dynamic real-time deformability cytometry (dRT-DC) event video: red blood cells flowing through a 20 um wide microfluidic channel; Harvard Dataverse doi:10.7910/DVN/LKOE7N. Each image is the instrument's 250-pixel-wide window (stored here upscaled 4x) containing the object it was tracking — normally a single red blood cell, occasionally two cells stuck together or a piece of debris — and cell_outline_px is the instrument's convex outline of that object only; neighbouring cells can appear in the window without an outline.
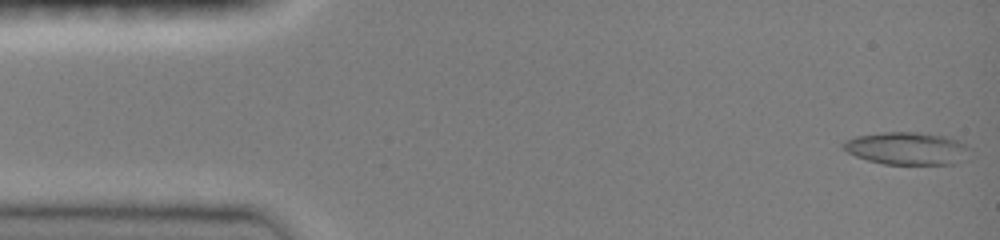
{"species": "common noctule bat (a hibernating species)", "species_latin": "Nyctalus noctula", "temperature_condition": "room temperature", "stored_images_in_passage": 26, "camera_frame_rate_fps": 3000, "um_per_image_px": 0.085, "animal": {"sex": "female", "body_mass_g": 19.0, "forearm_length_mm": 51.5}, "frame": {"image": 1, "passage_image": 1, "time_ms": 0.0, "image_size_px": [1000, 240], "cell_outline_px": [[972, 148], [964, 160], [956, 164], [884, 164], [868, 160], [856, 156], [848, 152], [840, 144], [844, 140], [856, 136], [884, 132], [916, 132], [944, 136], [956, 140]], "centroid_in_image_um": [77.1, 12.62], "position_along_channel_um": 7.9, "area_um2": 24.04}}
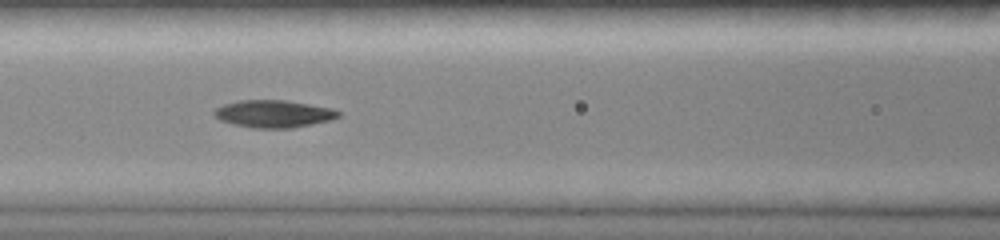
{"frame": {"image": 2, "passage_image": 16, "time_ms": 6.333, "image_size_px": [1000, 240], "cell_outline_px": [[340, 116], [332, 120], [292, 128], [252, 128], [232, 124], [220, 120], [212, 112], [216, 108], [224, 104], [240, 100], [284, 100], [332, 108], [340, 112]], "centroid_in_image_um": [23.26, 9.68], "position_along_channel_um": 143.3, "area_um2": 19.83}}
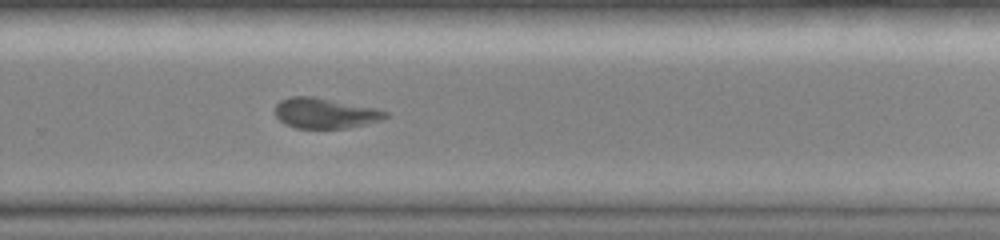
{"frame": {"image": 3, "passage_image": 26, "time_ms": 10.333, "image_size_px": [1000, 240], "cell_outline_px": [[388, 116], [380, 120], [364, 124], [344, 128], [296, 128], [284, 124], [276, 116], [276, 104], [280, 100], [292, 96], [312, 96], [376, 108], [388, 112]], "centroid_in_image_um": [27.6, 9.61], "position_along_channel_um": 302.2, "area_um2": 19.36}}